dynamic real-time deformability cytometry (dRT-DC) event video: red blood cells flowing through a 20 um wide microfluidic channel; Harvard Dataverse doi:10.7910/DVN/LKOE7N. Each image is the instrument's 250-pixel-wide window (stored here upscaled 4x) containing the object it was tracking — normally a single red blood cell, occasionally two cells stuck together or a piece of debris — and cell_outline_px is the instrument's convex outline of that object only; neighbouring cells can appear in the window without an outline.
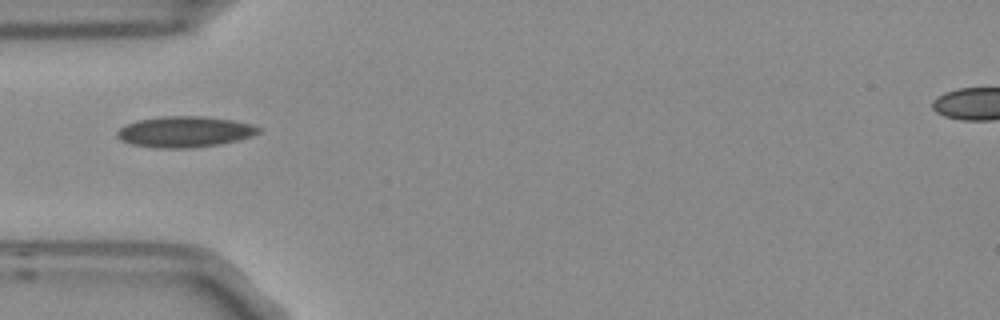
{"species": "Egyptian fruit bat (a non-hibernating species)", "species_latin": "Rousettus aegyptiacus", "temperature_condition": "room temperature", "stored_images_in_passage": 6, "camera_frame_rate_fps": 3000, "um_per_image_px": 0.085, "frame": {"image": 1, "passage_image": 2, "time_ms": 0.333, "image_size_px": [1000, 320], "cell_outline_px": [[260, 132], [252, 136], [220, 144], [188, 148], [160, 148], [132, 144], [120, 140], [116, 136], [116, 132], [120, 128], [128, 124], [140, 120], [164, 116], [204, 116], [232, 120], [252, 124], [260, 128]], "centroid_in_image_um": [15.71, 11.2], "position_along_channel_um": 69.3, "area_um2": 25.26}}
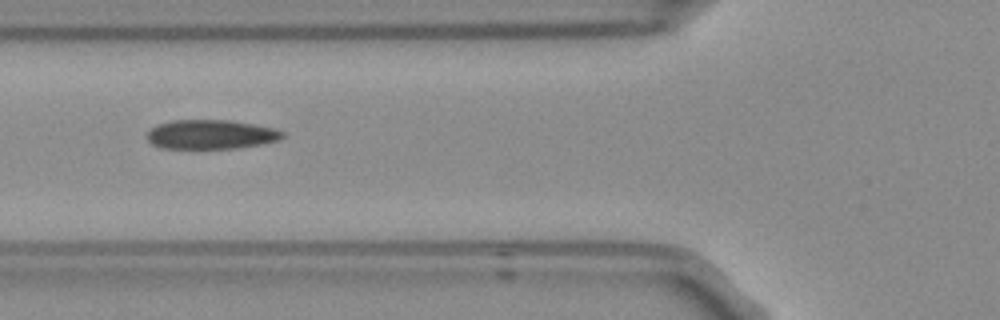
{"frame": {"image": 2, "passage_image": 3, "time_ms": 0.667, "image_size_px": [1000, 320], "cell_outline_px": [[284, 136], [280, 140], [240, 148], [160, 148], [152, 144], [148, 140], [148, 132], [156, 124], [172, 120], [228, 120], [276, 128], [284, 132]], "centroid_in_image_um": [17.94, 11.42], "position_along_channel_um": 107.9, "area_um2": 23.12}}
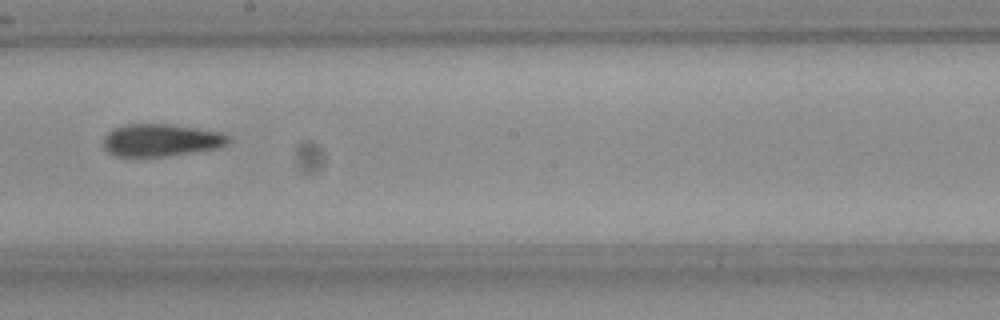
{"frame": {"image": 3, "passage_image": 6, "time_ms": 1.667, "image_size_px": [1000, 320], "cell_outline_px": [[232, 140], [216, 148], [164, 156], [116, 156], [108, 152], [104, 148], [104, 136], [112, 128], [124, 124], [168, 124], [224, 132]], "centroid_in_image_um": [13.65, 11.9], "position_along_channel_um": 234.5, "area_um2": 23.47}}